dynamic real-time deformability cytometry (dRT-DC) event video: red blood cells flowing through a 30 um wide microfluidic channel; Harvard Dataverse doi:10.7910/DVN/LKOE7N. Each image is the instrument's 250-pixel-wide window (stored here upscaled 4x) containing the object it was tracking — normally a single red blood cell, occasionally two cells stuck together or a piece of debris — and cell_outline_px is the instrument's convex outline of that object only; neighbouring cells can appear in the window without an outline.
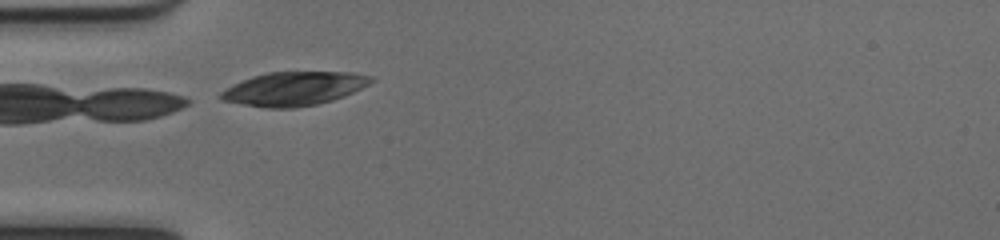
{"species": "common noctule bat (a hibernating species)", "species_latin": "Nyctalus noctula", "temperature_condition": "cold", "stored_images_in_passage": 32, "camera_frame_rate_fps": 3000, "um_per_image_px": 0.085, "animal": {"sex": "female", "body_mass_g": 17.0, "forearm_length_mm": 48.0}, "frame": {"image": 1, "passage_image": 1, "time_ms": 0.0, "image_size_px": [1000, 240], "cell_outline_px": [[376, 80], [344, 96], [332, 100], [316, 104], [296, 108], [264, 108], [220, 100], [220, 92], [232, 84], [252, 76], [268, 72], [352, 72], [372, 76]], "centroid_in_image_um": [24.96, 7.54], "position_along_channel_um": 60.0, "area_um2": 29.59}}
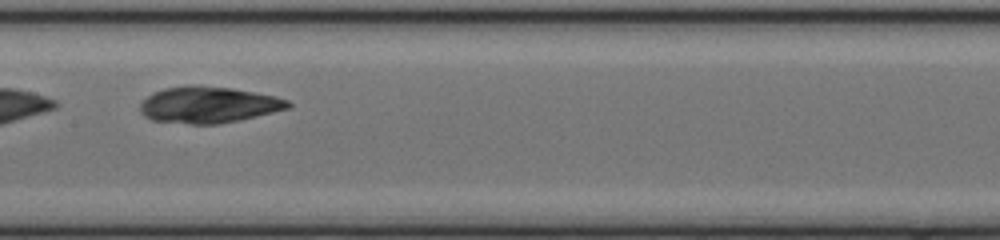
{"frame": {"image": 2, "passage_image": 11, "time_ms": 3.333, "image_size_px": [1000, 240], "cell_outline_px": [[292, 108], [240, 120], [220, 124], [192, 124], [152, 120], [144, 116], [140, 112], [140, 104], [148, 96], [164, 88], [192, 84], [196, 84], [232, 88], [276, 96], [288, 100], [292, 104]], "centroid_in_image_um": [17.76, 8.9], "position_along_channel_um": 189.6, "area_um2": 31.62}}
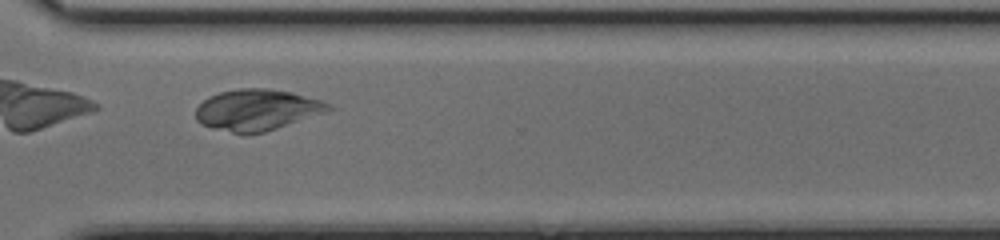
{"frame": {"image": 3, "passage_image": 23, "time_ms": 7.333, "image_size_px": [1000, 240], "cell_outline_px": [[332, 108], [328, 112], [264, 132], [244, 136], [212, 128], [200, 124], [196, 120], [196, 108], [208, 96], [220, 92], [236, 88], [264, 88], [292, 92], [320, 100], [332, 104]], "centroid_in_image_um": [21.83, 9.36], "position_along_channel_um": 348.8, "area_um2": 32.25}}